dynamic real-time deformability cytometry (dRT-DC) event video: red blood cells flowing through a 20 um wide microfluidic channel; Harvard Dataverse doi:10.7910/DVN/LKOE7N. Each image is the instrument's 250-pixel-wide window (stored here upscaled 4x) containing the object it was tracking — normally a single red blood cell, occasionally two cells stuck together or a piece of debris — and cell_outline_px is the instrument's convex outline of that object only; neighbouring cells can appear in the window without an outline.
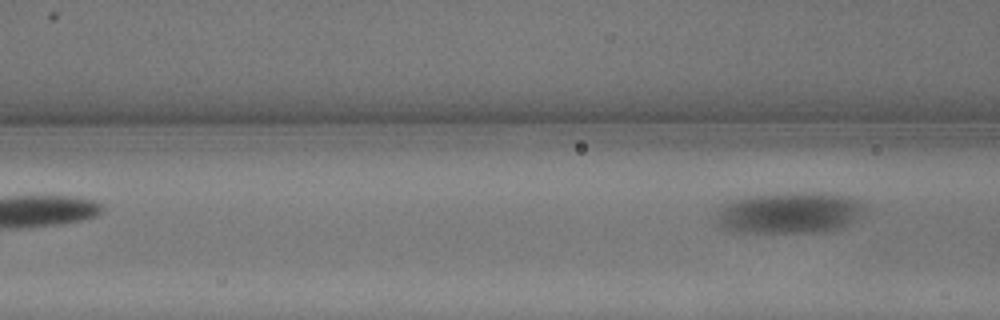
{"species": "common noctule bat (a hibernating species)", "species_latin": "Nyctalus noctula", "temperature_condition": "warm", "stored_images_in_passage": 7, "segment_of_instrument_passage": [2, 2], "camera_frame_rate_fps": 3000, "um_per_image_px": 0.085, "animal": {"sex": "male", "body_mass_g": 13.3}, "frame": {"image": 1, "passage_image": 7, "time_ms": 2.0, "image_size_px": [1000, 320], "cell_outline_px": [[868, 208], [848, 224], [840, 228], [820, 232], [740, 232], [720, 228], [716, 220], [716, 212], [720, 204], [732, 200], [752, 196], [800, 192], [820, 192], [844, 196], [860, 200], [868, 204]], "centroid_in_image_um": [67.09, 18.08], "position_along_channel_um": 99.5, "area_um2": 35.95}}